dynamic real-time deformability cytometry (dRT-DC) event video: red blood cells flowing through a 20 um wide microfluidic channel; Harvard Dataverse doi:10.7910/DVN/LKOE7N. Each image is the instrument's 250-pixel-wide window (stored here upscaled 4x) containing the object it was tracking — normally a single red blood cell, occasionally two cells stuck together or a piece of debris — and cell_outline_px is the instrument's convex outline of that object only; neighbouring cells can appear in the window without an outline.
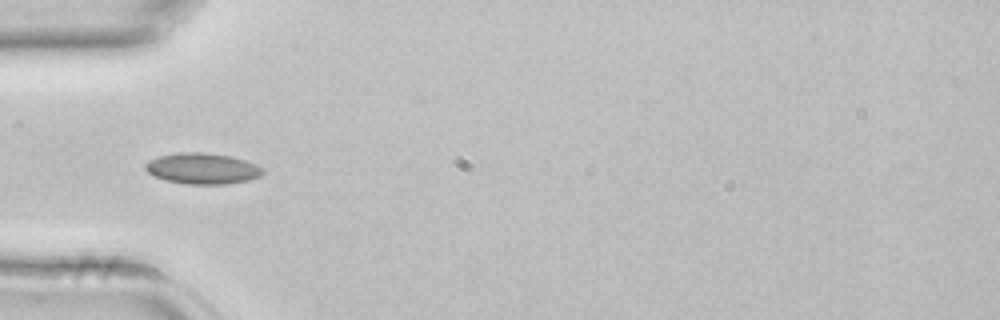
{"species": "common noctule bat (a hibernating species)", "species_latin": "Nyctalus noctula", "temperature_condition": "room temperature", "stored_images_in_passage": 10, "camera_frame_rate_fps": 3000, "um_per_image_px": 0.085, "animal": {"sex": "female", "body_mass_g": 22.7, "forearm_length_mm": 54.2}, "frame": {"image": 1, "passage_image": 4, "time_ms": 1.0, "image_size_px": [1000, 320], "cell_outline_px": [[264, 172], [260, 176], [248, 180], [224, 184], [188, 184], [164, 180], [152, 176], [144, 168], [144, 164], [148, 160], [160, 156], [176, 152], [204, 152], [228, 156], [244, 160], [256, 164], [264, 168]], "centroid_in_image_um": [17.17, 14.32], "position_along_channel_um": 67.8, "area_um2": 21.27}}